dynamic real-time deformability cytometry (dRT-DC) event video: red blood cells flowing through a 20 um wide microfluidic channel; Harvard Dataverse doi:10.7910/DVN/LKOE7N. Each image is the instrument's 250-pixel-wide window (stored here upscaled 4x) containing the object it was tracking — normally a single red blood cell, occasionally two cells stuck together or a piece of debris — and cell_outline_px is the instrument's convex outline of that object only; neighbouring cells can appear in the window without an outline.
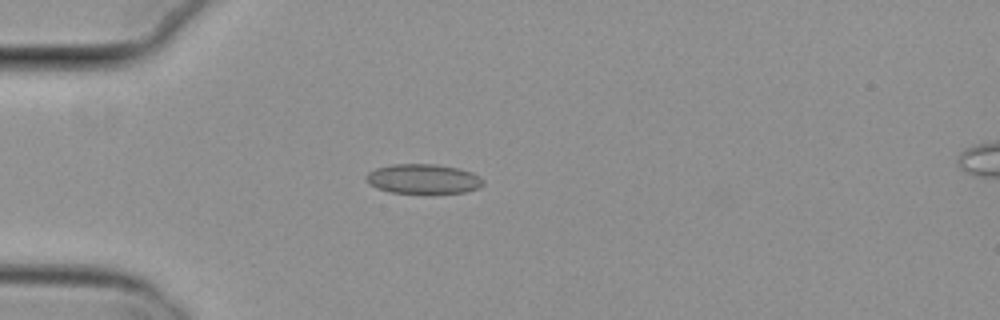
{"species": "common noctule bat (a hibernating species)", "species_latin": "Nyctalus noctula", "temperature_condition": "cold", "stored_images_in_passage": 4, "camera_frame_rate_fps": 3000, "um_per_image_px": 0.085, "animal": {"sex": "female", "body_mass_g": 29.2, "forearm_length_mm": 56.3}, "frame": {"image": 1, "passage_image": 3, "time_ms": 0.667, "image_size_px": [1000, 320], "cell_outline_px": [[484, 184], [480, 188], [464, 192], [432, 196], [424, 196], [388, 192], [376, 188], [368, 184], [364, 176], [368, 172], [376, 168], [392, 164], [436, 164], [460, 168], [472, 172], [480, 176], [484, 180]], "centroid_in_image_um": [35.99, 15.26], "position_along_channel_um": 49.0, "area_um2": 21.5}}